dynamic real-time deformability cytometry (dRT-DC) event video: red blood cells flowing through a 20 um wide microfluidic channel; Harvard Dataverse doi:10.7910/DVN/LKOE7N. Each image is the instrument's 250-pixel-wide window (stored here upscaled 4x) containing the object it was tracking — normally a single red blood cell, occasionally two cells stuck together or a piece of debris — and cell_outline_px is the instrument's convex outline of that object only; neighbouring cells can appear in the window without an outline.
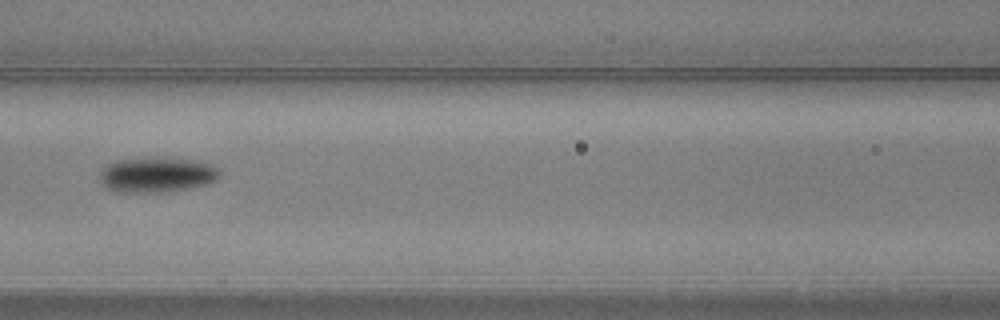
{"species": "common noctule bat (a hibernating species)", "species_latin": "Nyctalus noctula", "temperature_condition": "warm", "stored_images_in_passage": 7, "camera_frame_rate_fps": 3000, "um_per_image_px": 0.085, "animal": {"sex": "male", "body_mass_g": 20.5, "forearm_length_mm": 52.5}, "frame": {"image": 1, "passage_image": 7, "time_ms": 2.0, "image_size_px": [1000, 320], "cell_outline_px": [[220, 176], [216, 180], [204, 184], [184, 188], [160, 192], [120, 192], [108, 188], [100, 180], [100, 172], [108, 164], [120, 160], [192, 160], [212, 164], [220, 172]], "centroid_in_image_um": [13.33, 14.89], "position_along_channel_um": 153.3, "area_um2": 23.24}}